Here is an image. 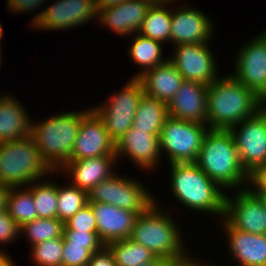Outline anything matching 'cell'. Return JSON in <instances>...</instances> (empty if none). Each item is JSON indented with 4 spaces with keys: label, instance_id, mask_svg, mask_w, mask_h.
<instances>
[{
    "label": "cell",
    "instance_id": "obj_1",
    "mask_svg": "<svg viewBox=\"0 0 266 266\" xmlns=\"http://www.w3.org/2000/svg\"><path fill=\"white\" fill-rule=\"evenodd\" d=\"M258 95L229 73L215 79L207 88L209 129L229 130L254 115Z\"/></svg>",
    "mask_w": 266,
    "mask_h": 266
},
{
    "label": "cell",
    "instance_id": "obj_2",
    "mask_svg": "<svg viewBox=\"0 0 266 266\" xmlns=\"http://www.w3.org/2000/svg\"><path fill=\"white\" fill-rule=\"evenodd\" d=\"M195 163L223 190L233 189L234 191L237 188H247L245 183H248V174L240 163L238 151L229 130L209 129L203 138Z\"/></svg>",
    "mask_w": 266,
    "mask_h": 266
},
{
    "label": "cell",
    "instance_id": "obj_3",
    "mask_svg": "<svg viewBox=\"0 0 266 266\" xmlns=\"http://www.w3.org/2000/svg\"><path fill=\"white\" fill-rule=\"evenodd\" d=\"M170 166V187L181 205L191 211L224 217L226 194L195 162L172 163Z\"/></svg>",
    "mask_w": 266,
    "mask_h": 266
},
{
    "label": "cell",
    "instance_id": "obj_4",
    "mask_svg": "<svg viewBox=\"0 0 266 266\" xmlns=\"http://www.w3.org/2000/svg\"><path fill=\"white\" fill-rule=\"evenodd\" d=\"M90 111H68L56 114L38 123L32 122L31 136L41 159L57 175V171L71 160L74 142L82 118Z\"/></svg>",
    "mask_w": 266,
    "mask_h": 266
},
{
    "label": "cell",
    "instance_id": "obj_5",
    "mask_svg": "<svg viewBox=\"0 0 266 266\" xmlns=\"http://www.w3.org/2000/svg\"><path fill=\"white\" fill-rule=\"evenodd\" d=\"M168 213L155 202L145 213L137 216L129 238L149 249L156 257L172 261L188 252L183 246L180 225Z\"/></svg>",
    "mask_w": 266,
    "mask_h": 266
},
{
    "label": "cell",
    "instance_id": "obj_6",
    "mask_svg": "<svg viewBox=\"0 0 266 266\" xmlns=\"http://www.w3.org/2000/svg\"><path fill=\"white\" fill-rule=\"evenodd\" d=\"M52 174L41 159L32 136L3 142L0 147V183L12 188L26 187ZM23 186V187H22Z\"/></svg>",
    "mask_w": 266,
    "mask_h": 266
},
{
    "label": "cell",
    "instance_id": "obj_7",
    "mask_svg": "<svg viewBox=\"0 0 266 266\" xmlns=\"http://www.w3.org/2000/svg\"><path fill=\"white\" fill-rule=\"evenodd\" d=\"M208 130L206 124L168 116L159 134L161 154L168 155L170 164L196 162Z\"/></svg>",
    "mask_w": 266,
    "mask_h": 266
},
{
    "label": "cell",
    "instance_id": "obj_8",
    "mask_svg": "<svg viewBox=\"0 0 266 266\" xmlns=\"http://www.w3.org/2000/svg\"><path fill=\"white\" fill-rule=\"evenodd\" d=\"M88 201L114 205L138 215L157 202L145 185L134 178L119 176L117 172L94 186L88 192Z\"/></svg>",
    "mask_w": 266,
    "mask_h": 266
},
{
    "label": "cell",
    "instance_id": "obj_9",
    "mask_svg": "<svg viewBox=\"0 0 266 266\" xmlns=\"http://www.w3.org/2000/svg\"><path fill=\"white\" fill-rule=\"evenodd\" d=\"M127 83L105 103L91 108L103 121L115 143L133 126L138 104L145 94L139 78L132 77Z\"/></svg>",
    "mask_w": 266,
    "mask_h": 266
},
{
    "label": "cell",
    "instance_id": "obj_10",
    "mask_svg": "<svg viewBox=\"0 0 266 266\" xmlns=\"http://www.w3.org/2000/svg\"><path fill=\"white\" fill-rule=\"evenodd\" d=\"M229 131L247 174L266 163V112L258 110Z\"/></svg>",
    "mask_w": 266,
    "mask_h": 266
},
{
    "label": "cell",
    "instance_id": "obj_11",
    "mask_svg": "<svg viewBox=\"0 0 266 266\" xmlns=\"http://www.w3.org/2000/svg\"><path fill=\"white\" fill-rule=\"evenodd\" d=\"M97 14L96 3L91 0H57L35 15L30 25L45 31L74 29L97 19Z\"/></svg>",
    "mask_w": 266,
    "mask_h": 266
},
{
    "label": "cell",
    "instance_id": "obj_12",
    "mask_svg": "<svg viewBox=\"0 0 266 266\" xmlns=\"http://www.w3.org/2000/svg\"><path fill=\"white\" fill-rule=\"evenodd\" d=\"M209 43L177 45L173 55L168 57L185 81H195L208 86L219 77L217 62Z\"/></svg>",
    "mask_w": 266,
    "mask_h": 266
},
{
    "label": "cell",
    "instance_id": "obj_13",
    "mask_svg": "<svg viewBox=\"0 0 266 266\" xmlns=\"http://www.w3.org/2000/svg\"><path fill=\"white\" fill-rule=\"evenodd\" d=\"M236 192L234 197H225L224 219L239 231L266 235V207L262 199L248 188Z\"/></svg>",
    "mask_w": 266,
    "mask_h": 266
},
{
    "label": "cell",
    "instance_id": "obj_14",
    "mask_svg": "<svg viewBox=\"0 0 266 266\" xmlns=\"http://www.w3.org/2000/svg\"><path fill=\"white\" fill-rule=\"evenodd\" d=\"M238 51L232 76L258 95L266 86V34L259 33Z\"/></svg>",
    "mask_w": 266,
    "mask_h": 266
},
{
    "label": "cell",
    "instance_id": "obj_15",
    "mask_svg": "<svg viewBox=\"0 0 266 266\" xmlns=\"http://www.w3.org/2000/svg\"><path fill=\"white\" fill-rule=\"evenodd\" d=\"M104 155H116V143L108 134L103 121L90 107V111L81 120L71 160Z\"/></svg>",
    "mask_w": 266,
    "mask_h": 266
},
{
    "label": "cell",
    "instance_id": "obj_16",
    "mask_svg": "<svg viewBox=\"0 0 266 266\" xmlns=\"http://www.w3.org/2000/svg\"><path fill=\"white\" fill-rule=\"evenodd\" d=\"M213 25L211 18L202 10L186 5L178 6L171 10L170 43L177 46L211 42L215 29Z\"/></svg>",
    "mask_w": 266,
    "mask_h": 266
},
{
    "label": "cell",
    "instance_id": "obj_17",
    "mask_svg": "<svg viewBox=\"0 0 266 266\" xmlns=\"http://www.w3.org/2000/svg\"><path fill=\"white\" fill-rule=\"evenodd\" d=\"M127 156L139 168L155 169L161 158L159 134L136 130L133 126L116 142V159ZM160 156V157H159Z\"/></svg>",
    "mask_w": 266,
    "mask_h": 266
},
{
    "label": "cell",
    "instance_id": "obj_18",
    "mask_svg": "<svg viewBox=\"0 0 266 266\" xmlns=\"http://www.w3.org/2000/svg\"><path fill=\"white\" fill-rule=\"evenodd\" d=\"M88 205L95 215L98 237L104 245L130 237L137 213L100 202H88Z\"/></svg>",
    "mask_w": 266,
    "mask_h": 266
},
{
    "label": "cell",
    "instance_id": "obj_19",
    "mask_svg": "<svg viewBox=\"0 0 266 266\" xmlns=\"http://www.w3.org/2000/svg\"><path fill=\"white\" fill-rule=\"evenodd\" d=\"M207 88L195 81H185L167 104L168 115L207 125Z\"/></svg>",
    "mask_w": 266,
    "mask_h": 266
},
{
    "label": "cell",
    "instance_id": "obj_20",
    "mask_svg": "<svg viewBox=\"0 0 266 266\" xmlns=\"http://www.w3.org/2000/svg\"><path fill=\"white\" fill-rule=\"evenodd\" d=\"M150 6L147 0H125L116 6L98 11L97 22L122 37L131 36L141 29Z\"/></svg>",
    "mask_w": 266,
    "mask_h": 266
},
{
    "label": "cell",
    "instance_id": "obj_21",
    "mask_svg": "<svg viewBox=\"0 0 266 266\" xmlns=\"http://www.w3.org/2000/svg\"><path fill=\"white\" fill-rule=\"evenodd\" d=\"M116 155H104L66 162L57 172L71 176V185L89 192L101 181L113 176V167L116 164Z\"/></svg>",
    "mask_w": 266,
    "mask_h": 266
},
{
    "label": "cell",
    "instance_id": "obj_22",
    "mask_svg": "<svg viewBox=\"0 0 266 266\" xmlns=\"http://www.w3.org/2000/svg\"><path fill=\"white\" fill-rule=\"evenodd\" d=\"M222 221L229 252L236 258L239 266H266V235L239 231L224 218Z\"/></svg>",
    "mask_w": 266,
    "mask_h": 266
},
{
    "label": "cell",
    "instance_id": "obj_23",
    "mask_svg": "<svg viewBox=\"0 0 266 266\" xmlns=\"http://www.w3.org/2000/svg\"><path fill=\"white\" fill-rule=\"evenodd\" d=\"M24 108L14 95L0 96V142L31 135L33 119Z\"/></svg>",
    "mask_w": 266,
    "mask_h": 266
},
{
    "label": "cell",
    "instance_id": "obj_24",
    "mask_svg": "<svg viewBox=\"0 0 266 266\" xmlns=\"http://www.w3.org/2000/svg\"><path fill=\"white\" fill-rule=\"evenodd\" d=\"M145 95L169 103L184 82L176 67L168 60L139 77Z\"/></svg>",
    "mask_w": 266,
    "mask_h": 266
},
{
    "label": "cell",
    "instance_id": "obj_25",
    "mask_svg": "<svg viewBox=\"0 0 266 266\" xmlns=\"http://www.w3.org/2000/svg\"><path fill=\"white\" fill-rule=\"evenodd\" d=\"M162 46L163 43L137 33L128 50L130 59L134 62V64L141 67L139 73L136 72L133 78H139L146 71L168 61V58L165 59L163 57Z\"/></svg>",
    "mask_w": 266,
    "mask_h": 266
},
{
    "label": "cell",
    "instance_id": "obj_26",
    "mask_svg": "<svg viewBox=\"0 0 266 266\" xmlns=\"http://www.w3.org/2000/svg\"><path fill=\"white\" fill-rule=\"evenodd\" d=\"M168 116L167 103L144 94L138 104L133 127L151 134H160Z\"/></svg>",
    "mask_w": 266,
    "mask_h": 266
},
{
    "label": "cell",
    "instance_id": "obj_27",
    "mask_svg": "<svg viewBox=\"0 0 266 266\" xmlns=\"http://www.w3.org/2000/svg\"><path fill=\"white\" fill-rule=\"evenodd\" d=\"M168 4L151 5L138 33L161 43L170 42L171 10Z\"/></svg>",
    "mask_w": 266,
    "mask_h": 266
},
{
    "label": "cell",
    "instance_id": "obj_28",
    "mask_svg": "<svg viewBox=\"0 0 266 266\" xmlns=\"http://www.w3.org/2000/svg\"><path fill=\"white\" fill-rule=\"evenodd\" d=\"M106 246L112 252L116 266H138L156 258L149 249L130 238L113 241Z\"/></svg>",
    "mask_w": 266,
    "mask_h": 266
},
{
    "label": "cell",
    "instance_id": "obj_29",
    "mask_svg": "<svg viewBox=\"0 0 266 266\" xmlns=\"http://www.w3.org/2000/svg\"><path fill=\"white\" fill-rule=\"evenodd\" d=\"M7 212L19 227L38 218L32 193L26 187L11 189Z\"/></svg>",
    "mask_w": 266,
    "mask_h": 266
},
{
    "label": "cell",
    "instance_id": "obj_30",
    "mask_svg": "<svg viewBox=\"0 0 266 266\" xmlns=\"http://www.w3.org/2000/svg\"><path fill=\"white\" fill-rule=\"evenodd\" d=\"M88 192L68 183L57 184V218L67 222L77 211L88 204Z\"/></svg>",
    "mask_w": 266,
    "mask_h": 266
},
{
    "label": "cell",
    "instance_id": "obj_31",
    "mask_svg": "<svg viewBox=\"0 0 266 266\" xmlns=\"http://www.w3.org/2000/svg\"><path fill=\"white\" fill-rule=\"evenodd\" d=\"M31 184L27 189L32 193L38 218H57L56 182L43 180V182L35 181Z\"/></svg>",
    "mask_w": 266,
    "mask_h": 266
},
{
    "label": "cell",
    "instance_id": "obj_32",
    "mask_svg": "<svg viewBox=\"0 0 266 266\" xmlns=\"http://www.w3.org/2000/svg\"><path fill=\"white\" fill-rule=\"evenodd\" d=\"M64 223L58 218H37L20 227V234L26 235L31 246L49 239L63 236Z\"/></svg>",
    "mask_w": 266,
    "mask_h": 266
},
{
    "label": "cell",
    "instance_id": "obj_33",
    "mask_svg": "<svg viewBox=\"0 0 266 266\" xmlns=\"http://www.w3.org/2000/svg\"><path fill=\"white\" fill-rule=\"evenodd\" d=\"M63 236L31 246V261L35 266H62Z\"/></svg>",
    "mask_w": 266,
    "mask_h": 266
},
{
    "label": "cell",
    "instance_id": "obj_34",
    "mask_svg": "<svg viewBox=\"0 0 266 266\" xmlns=\"http://www.w3.org/2000/svg\"><path fill=\"white\" fill-rule=\"evenodd\" d=\"M63 230H77L88 233H97L96 218L91 207L87 204L77 211L67 222Z\"/></svg>",
    "mask_w": 266,
    "mask_h": 266
},
{
    "label": "cell",
    "instance_id": "obj_35",
    "mask_svg": "<svg viewBox=\"0 0 266 266\" xmlns=\"http://www.w3.org/2000/svg\"><path fill=\"white\" fill-rule=\"evenodd\" d=\"M63 243L85 245L92 253L99 251L104 246L98 237V233L77 230H63Z\"/></svg>",
    "mask_w": 266,
    "mask_h": 266
},
{
    "label": "cell",
    "instance_id": "obj_36",
    "mask_svg": "<svg viewBox=\"0 0 266 266\" xmlns=\"http://www.w3.org/2000/svg\"><path fill=\"white\" fill-rule=\"evenodd\" d=\"M92 254L85 245L64 244L62 266H88Z\"/></svg>",
    "mask_w": 266,
    "mask_h": 266
},
{
    "label": "cell",
    "instance_id": "obj_37",
    "mask_svg": "<svg viewBox=\"0 0 266 266\" xmlns=\"http://www.w3.org/2000/svg\"><path fill=\"white\" fill-rule=\"evenodd\" d=\"M20 235V227L10 217L7 210L0 211V244L15 242Z\"/></svg>",
    "mask_w": 266,
    "mask_h": 266
},
{
    "label": "cell",
    "instance_id": "obj_38",
    "mask_svg": "<svg viewBox=\"0 0 266 266\" xmlns=\"http://www.w3.org/2000/svg\"><path fill=\"white\" fill-rule=\"evenodd\" d=\"M247 188L255 195H266V163L248 174Z\"/></svg>",
    "mask_w": 266,
    "mask_h": 266
},
{
    "label": "cell",
    "instance_id": "obj_39",
    "mask_svg": "<svg viewBox=\"0 0 266 266\" xmlns=\"http://www.w3.org/2000/svg\"><path fill=\"white\" fill-rule=\"evenodd\" d=\"M47 0H7V6L13 13H28L35 11L39 6L46 3ZM45 2V3H44Z\"/></svg>",
    "mask_w": 266,
    "mask_h": 266
},
{
    "label": "cell",
    "instance_id": "obj_40",
    "mask_svg": "<svg viewBox=\"0 0 266 266\" xmlns=\"http://www.w3.org/2000/svg\"><path fill=\"white\" fill-rule=\"evenodd\" d=\"M88 266H116V264L112 252L104 245L99 251L92 254Z\"/></svg>",
    "mask_w": 266,
    "mask_h": 266
},
{
    "label": "cell",
    "instance_id": "obj_41",
    "mask_svg": "<svg viewBox=\"0 0 266 266\" xmlns=\"http://www.w3.org/2000/svg\"><path fill=\"white\" fill-rule=\"evenodd\" d=\"M201 262L202 261L200 259L196 260L194 257H191L189 253H187L182 258L170 261L169 266H212L211 264L206 265L205 262Z\"/></svg>",
    "mask_w": 266,
    "mask_h": 266
},
{
    "label": "cell",
    "instance_id": "obj_42",
    "mask_svg": "<svg viewBox=\"0 0 266 266\" xmlns=\"http://www.w3.org/2000/svg\"><path fill=\"white\" fill-rule=\"evenodd\" d=\"M12 187L0 183V211L7 210L8 197Z\"/></svg>",
    "mask_w": 266,
    "mask_h": 266
},
{
    "label": "cell",
    "instance_id": "obj_43",
    "mask_svg": "<svg viewBox=\"0 0 266 266\" xmlns=\"http://www.w3.org/2000/svg\"><path fill=\"white\" fill-rule=\"evenodd\" d=\"M123 1L125 0H97L96 1L97 12L100 11L101 9H105L111 6H116L122 3Z\"/></svg>",
    "mask_w": 266,
    "mask_h": 266
},
{
    "label": "cell",
    "instance_id": "obj_44",
    "mask_svg": "<svg viewBox=\"0 0 266 266\" xmlns=\"http://www.w3.org/2000/svg\"><path fill=\"white\" fill-rule=\"evenodd\" d=\"M170 261L161 257H156L154 260H151L147 263H143L138 266H169Z\"/></svg>",
    "mask_w": 266,
    "mask_h": 266
},
{
    "label": "cell",
    "instance_id": "obj_45",
    "mask_svg": "<svg viewBox=\"0 0 266 266\" xmlns=\"http://www.w3.org/2000/svg\"><path fill=\"white\" fill-rule=\"evenodd\" d=\"M258 108L260 111L266 112V86L258 94Z\"/></svg>",
    "mask_w": 266,
    "mask_h": 266
},
{
    "label": "cell",
    "instance_id": "obj_46",
    "mask_svg": "<svg viewBox=\"0 0 266 266\" xmlns=\"http://www.w3.org/2000/svg\"><path fill=\"white\" fill-rule=\"evenodd\" d=\"M151 5L157 4H169L171 6L172 2L175 0H147ZM177 1V0H176Z\"/></svg>",
    "mask_w": 266,
    "mask_h": 266
},
{
    "label": "cell",
    "instance_id": "obj_47",
    "mask_svg": "<svg viewBox=\"0 0 266 266\" xmlns=\"http://www.w3.org/2000/svg\"><path fill=\"white\" fill-rule=\"evenodd\" d=\"M6 259H11V256L5 253L4 251H0V265L6 260Z\"/></svg>",
    "mask_w": 266,
    "mask_h": 266
},
{
    "label": "cell",
    "instance_id": "obj_48",
    "mask_svg": "<svg viewBox=\"0 0 266 266\" xmlns=\"http://www.w3.org/2000/svg\"><path fill=\"white\" fill-rule=\"evenodd\" d=\"M12 259H6L0 266H16Z\"/></svg>",
    "mask_w": 266,
    "mask_h": 266
},
{
    "label": "cell",
    "instance_id": "obj_49",
    "mask_svg": "<svg viewBox=\"0 0 266 266\" xmlns=\"http://www.w3.org/2000/svg\"><path fill=\"white\" fill-rule=\"evenodd\" d=\"M257 196H259L262 199L264 206L266 207V195H257Z\"/></svg>",
    "mask_w": 266,
    "mask_h": 266
},
{
    "label": "cell",
    "instance_id": "obj_50",
    "mask_svg": "<svg viewBox=\"0 0 266 266\" xmlns=\"http://www.w3.org/2000/svg\"><path fill=\"white\" fill-rule=\"evenodd\" d=\"M2 37H3V28H2V25L0 24V41H1ZM0 50H1V47H0Z\"/></svg>",
    "mask_w": 266,
    "mask_h": 266
},
{
    "label": "cell",
    "instance_id": "obj_51",
    "mask_svg": "<svg viewBox=\"0 0 266 266\" xmlns=\"http://www.w3.org/2000/svg\"><path fill=\"white\" fill-rule=\"evenodd\" d=\"M1 53H2V52H1V50H0V65H1V63H2V62H1V61H2V58H1V57H2V56H1ZM0 67H1V66H0Z\"/></svg>",
    "mask_w": 266,
    "mask_h": 266
}]
</instances>
